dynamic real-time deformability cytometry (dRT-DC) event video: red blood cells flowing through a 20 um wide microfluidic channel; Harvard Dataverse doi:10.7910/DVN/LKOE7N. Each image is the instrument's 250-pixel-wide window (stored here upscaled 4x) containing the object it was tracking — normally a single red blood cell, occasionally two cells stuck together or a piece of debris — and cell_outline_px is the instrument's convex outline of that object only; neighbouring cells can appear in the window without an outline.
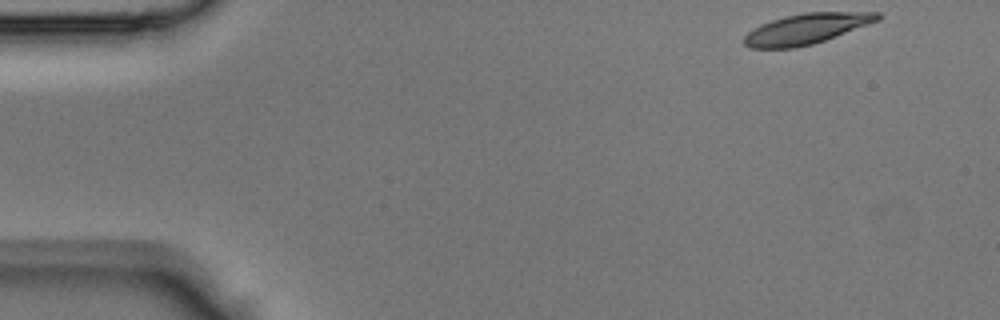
{"species": "Egyptian fruit bat (a non-hibernating species)", "species_latin": "Rousettus aegyptiacus", "temperature_condition": "room temperature", "stored_images_in_passage": 40, "camera_frame_rate_fps": 3000, "um_per_image_px": 0.085, "animal": {"sex": "male"}, "frame": {"image": 1, "passage_image": 1, "time_ms": 0.0, "image_size_px": [1000, 320], "cell_outline_px": [[880, 20], [824, 40], [812, 44], [796, 48], [748, 48], [744, 44], [744, 36], [748, 32], [772, 20], [784, 16], [804, 12], [880, 12]], "centroid_in_image_um": [68.54, 2.45], "position_along_channel_um": 16.5, "area_um2": 23.41}}
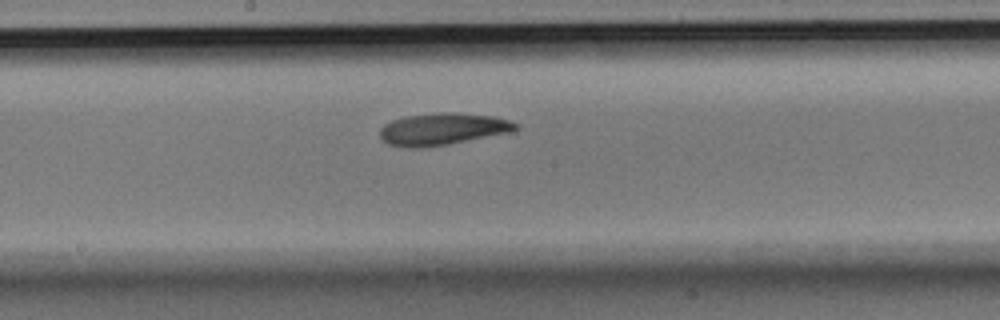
{"frame": {"image": 2, "passage_image": 20, "time_ms": 6.333, "image_size_px": [1000, 320], "cell_outline_px": [[520, 128], [512, 132], [428, 148], [408, 148], [388, 144], [380, 136], [380, 128], [384, 124], [392, 120], [404, 116], [440, 112], [452, 112], [492, 116], [508, 120], [520, 124]], "centroid_in_image_um": [37.63, 10.98], "position_along_channel_um": 210.6, "area_um2": 25.61}}
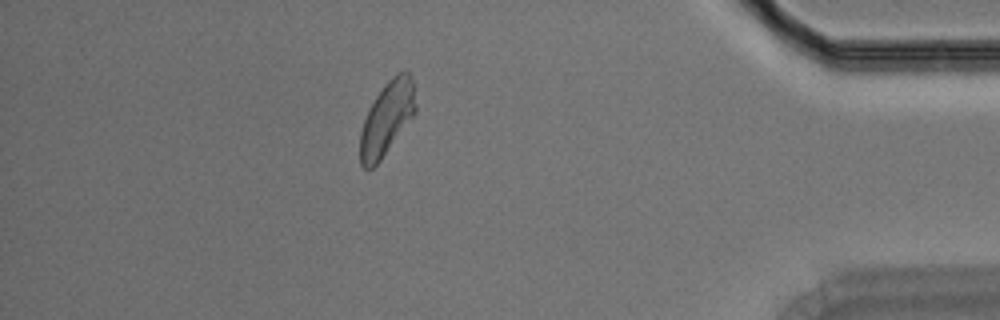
{"frame": {"image": 3, "passage_image": 35, "time_ms": 11.333, "image_size_px": [1000, 320], "cell_outline_px": [[416, 112], [380, 160], [372, 168], [364, 168], [360, 164], [360, 132], [368, 108], [384, 84], [396, 72], [404, 68], [408, 68], [412, 80], [416, 104]], "centroid_in_image_um": [32.89, 10.0], "position_along_channel_um": 402.3, "area_um2": 23.76}}